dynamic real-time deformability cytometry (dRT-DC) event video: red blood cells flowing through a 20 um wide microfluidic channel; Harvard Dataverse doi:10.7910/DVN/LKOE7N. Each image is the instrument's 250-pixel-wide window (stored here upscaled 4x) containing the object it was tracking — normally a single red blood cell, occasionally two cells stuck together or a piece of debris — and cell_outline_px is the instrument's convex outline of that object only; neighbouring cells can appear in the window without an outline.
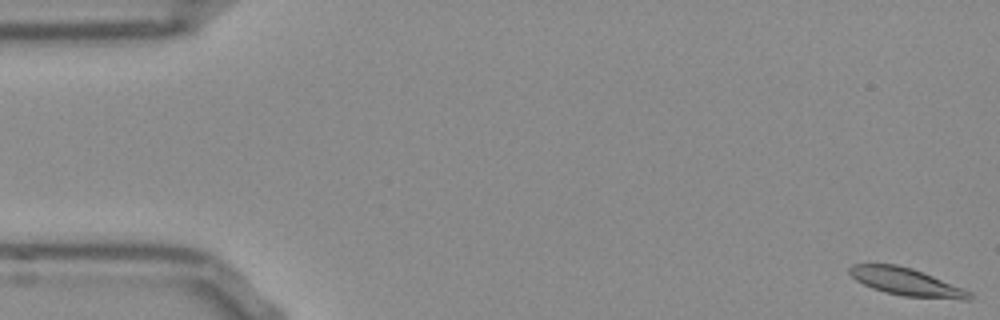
{"species": "Egyptian fruit bat (a non-hibernating species)", "species_latin": "Rousettus aegyptiacus", "temperature_condition": "room temperature", "stored_images_in_passage": 16, "camera_frame_rate_fps": 3000, "um_per_image_px": 0.085, "frame": {"image": 1, "passage_image": 1, "time_ms": 0.0, "image_size_px": [1000, 320], "cell_outline_px": [[972, 300], [960, 300], [904, 296], [884, 292], [872, 288], [856, 280], [848, 272], [848, 268], [852, 264], [896, 264], [912, 268], [972, 292]], "centroid_in_image_um": [77.04, 23.97], "position_along_channel_um": 8.0, "area_um2": 19.25}}
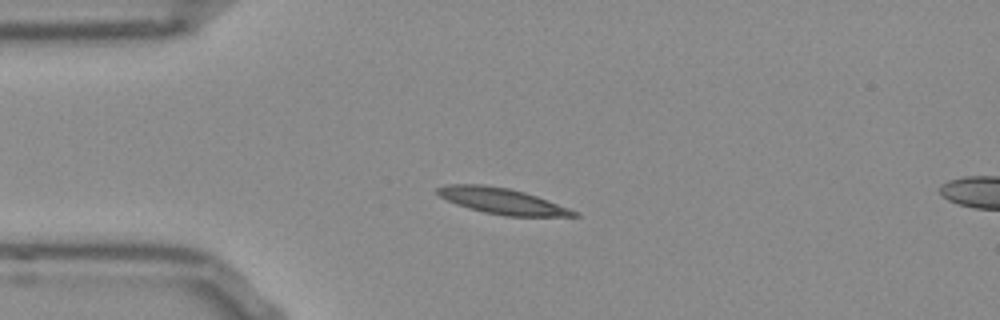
{"frame": {"image": 2, "passage_image": 13, "time_ms": 4.0, "image_size_px": [1000, 320], "cell_outline_px": [[580, 216], [504, 216], [484, 212], [468, 208], [456, 204], [440, 196], [436, 192], [436, 188], [444, 184], [484, 184], [508, 188], [524, 192], [548, 200], [568, 208], [576, 212]], "centroid_in_image_um": [42.62, 17.07], "position_along_channel_um": 42.4, "area_um2": 20.46}}